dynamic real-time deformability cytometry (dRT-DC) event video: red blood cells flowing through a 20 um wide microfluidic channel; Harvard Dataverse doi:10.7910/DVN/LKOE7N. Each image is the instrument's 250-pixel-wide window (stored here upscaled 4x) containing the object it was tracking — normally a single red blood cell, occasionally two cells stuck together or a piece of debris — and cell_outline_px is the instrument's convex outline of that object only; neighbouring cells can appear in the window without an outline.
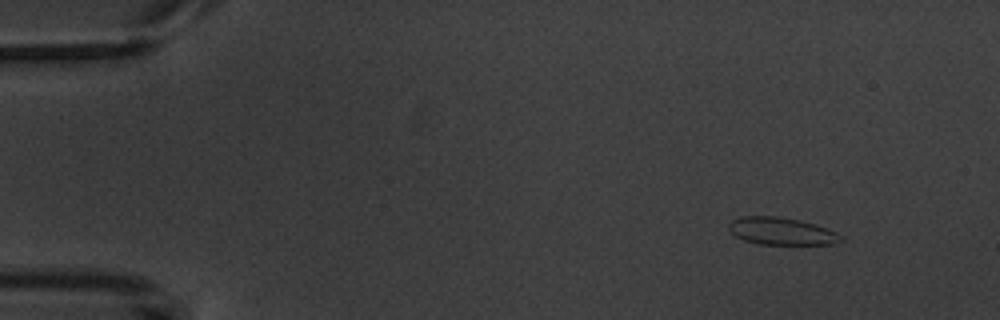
{"species": "common noctule bat (a hibernating species)", "species_latin": "Nyctalus noctula", "temperature_condition": "warm", "stored_images_in_passage": 4, "camera_frame_rate_fps": 3000, "um_per_image_px": 0.085, "animal": {"sex": "male", "body_mass_g": 20.1, "forearm_length_mm": 53.5}, "frame": {"image": 1, "passage_image": 1, "time_ms": 0.0, "image_size_px": [1000, 320], "cell_outline_px": [[844, 240], [832, 244], [760, 244], [744, 240], [736, 236], [728, 228], [728, 224], [732, 220], [740, 216], [776, 216], [800, 220], [816, 224], [836, 232], [844, 236]], "centroid_in_image_um": [66.45, 19.64], "position_along_channel_um": 18.6, "area_um2": 17.92}}
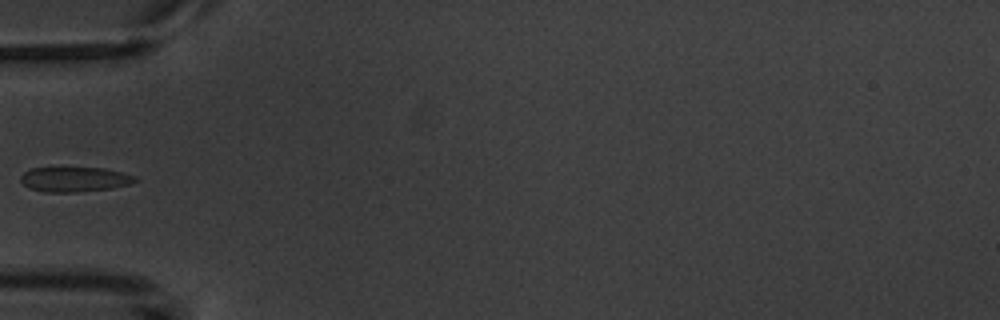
{"frame": {"image": 2, "passage_image": 4, "time_ms": 4.333, "image_size_px": [1000, 320], "cell_outline_px": [[140, 180], [132, 184], [112, 188], [76, 192], [44, 192], [28, 188], [20, 180], [20, 176], [24, 172], [32, 168], [104, 168], [136, 176]], "centroid_in_image_um": [6.36, 15.25], "position_along_channel_um": 78.6, "area_um2": 16.65}}